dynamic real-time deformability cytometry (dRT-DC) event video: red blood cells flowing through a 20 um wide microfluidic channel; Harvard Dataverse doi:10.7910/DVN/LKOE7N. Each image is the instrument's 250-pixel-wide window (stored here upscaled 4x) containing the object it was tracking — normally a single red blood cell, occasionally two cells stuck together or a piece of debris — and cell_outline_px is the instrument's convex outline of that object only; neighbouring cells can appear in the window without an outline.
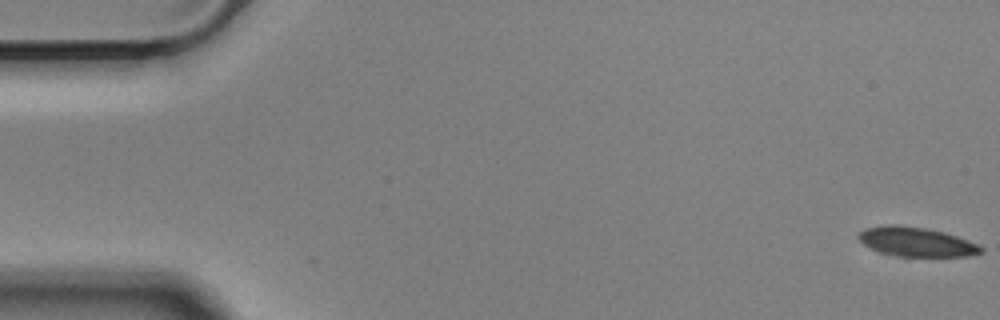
{"species": "Egyptian fruit bat (a non-hibernating species)", "species_latin": "Rousettus aegyptiacus", "temperature_condition": "cold", "stored_images_in_passage": 57, "camera_frame_rate_fps": 3000, "um_per_image_px": 0.085, "animal": {"sex": "male"}, "frame": {"image": 1, "passage_image": 1, "time_ms": 0.0, "image_size_px": [1000, 320], "cell_outline_px": [[984, 252], [968, 256], [896, 256], [880, 252], [864, 244], [856, 236], [864, 228], [880, 224], [896, 224], [924, 228], [944, 232], [980, 244], [984, 248]], "centroid_in_image_um": [77.89, 20.54], "position_along_channel_um": 7.1, "area_um2": 21.04}}
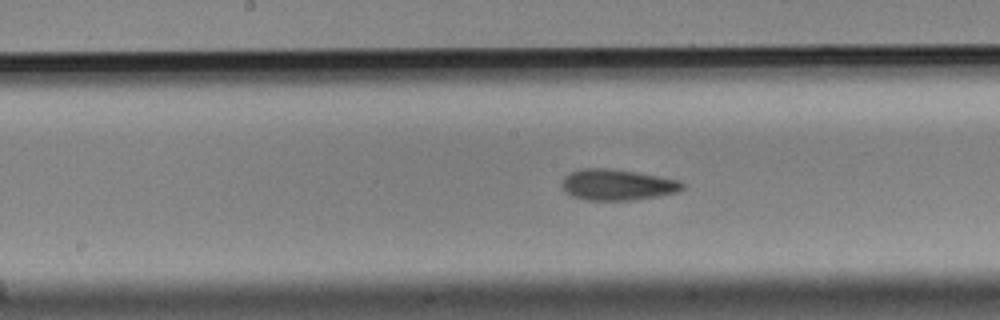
{"frame": {"image": 2, "passage_image": 29, "time_ms": 9.333, "image_size_px": [1000, 320], "cell_outline_px": [[684, 188], [676, 192], [660, 196], [632, 200], [584, 200], [572, 196], [564, 192], [560, 184], [564, 176], [568, 172], [584, 168], [608, 168], [636, 172], [680, 180], [684, 184]], "centroid_in_image_um": [52.43, 15.7], "position_along_channel_um": 195.8, "area_um2": 22.02}}
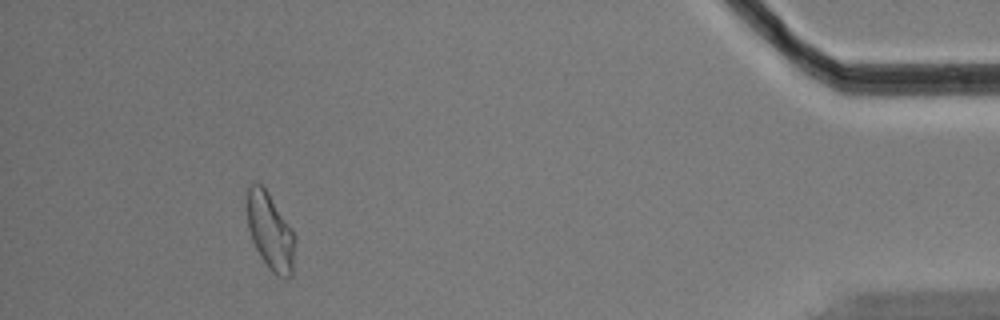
{"frame": {"image": 3, "passage_image": 53, "time_ms": 17.333, "image_size_px": [1000, 320], "cell_outline_px": [[292, 276], [284, 280], [276, 276], [268, 268], [260, 256], [252, 240], [248, 228], [244, 196], [248, 188], [256, 180], [268, 192], [292, 228]], "centroid_in_image_um": [22.89, 19.63], "position_along_channel_um": 412.3, "area_um2": 21.5}, "authors_computed_cell_mechanics": {"area_um2": 21.7328, "velocity_mm_per_s": 3.4853, "shape_relaxation_time_tau1_ms": 9.7931, "shape_relaxation_time_tau2_ms": 4.5242, "deformation_change_tau1": 0.1492, "deformation_change_tau2": 0.1004}}